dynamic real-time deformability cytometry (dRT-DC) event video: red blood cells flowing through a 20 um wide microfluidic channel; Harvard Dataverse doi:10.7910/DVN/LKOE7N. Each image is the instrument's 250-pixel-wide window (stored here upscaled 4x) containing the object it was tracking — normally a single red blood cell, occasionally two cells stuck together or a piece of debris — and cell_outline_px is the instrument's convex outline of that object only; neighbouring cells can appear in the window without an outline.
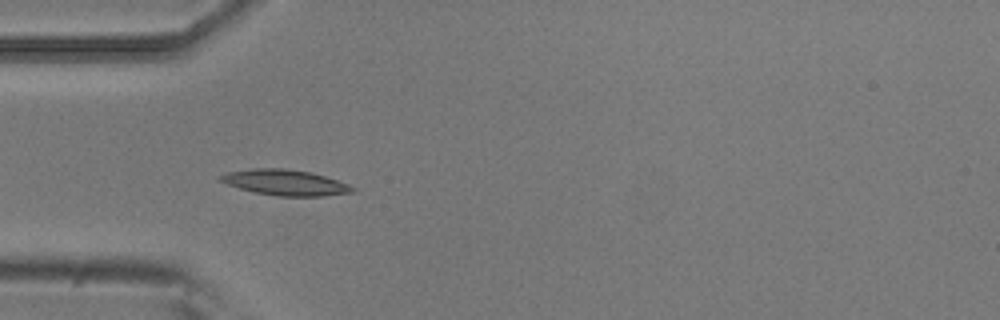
{"species": "common noctule bat (a hibernating species)", "species_latin": "Nyctalus noctula", "temperature_condition": "room temperature", "stored_images_in_passage": 1, "camera_frame_rate_fps": 3000, "um_per_image_px": 0.085, "animal": {"sex": "male", "body_mass_g": 20.5, "forearm_length_mm": 52.5}, "frame": {"image": 1, "passage_image": 1, "time_ms": 0.0, "image_size_px": [1000, 320], "cell_outline_px": [[356, 188], [352, 192], [324, 196], [276, 196], [256, 192], [240, 188], [228, 184], [220, 180], [216, 176], [228, 172], [252, 168], [284, 168], [308, 172], [324, 176], [348, 184]], "centroid_in_image_um": [24.22, 15.51], "position_along_channel_um": 60.8, "area_um2": 19.54}}